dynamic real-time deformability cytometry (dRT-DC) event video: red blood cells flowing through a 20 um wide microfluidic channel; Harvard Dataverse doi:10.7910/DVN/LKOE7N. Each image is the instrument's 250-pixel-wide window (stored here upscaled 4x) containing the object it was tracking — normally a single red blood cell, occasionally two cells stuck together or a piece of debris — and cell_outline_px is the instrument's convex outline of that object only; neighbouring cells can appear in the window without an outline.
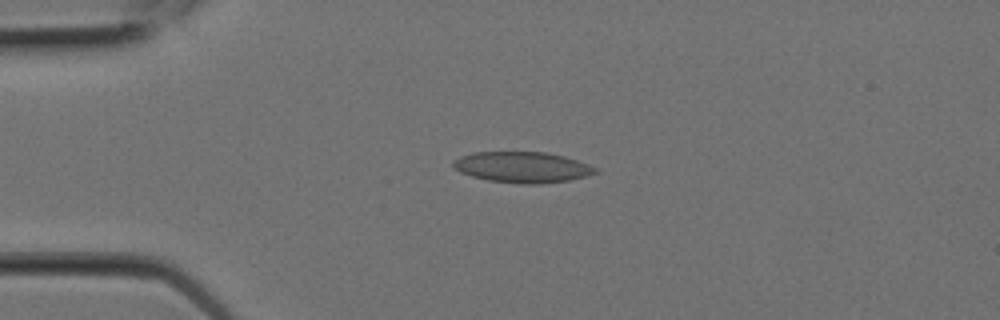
{"species": "Egyptian fruit bat (a non-hibernating species)", "species_latin": "Rousettus aegyptiacus", "temperature_condition": "room temperature", "stored_images_in_passage": 6, "camera_frame_rate_fps": 3000, "um_per_image_px": 0.085, "animal": {"sex": "female"}, "frame": {"image": 1, "passage_image": 5, "time_ms": 1.333, "image_size_px": [1000, 320], "cell_outline_px": [[600, 172], [588, 176], [568, 180], [540, 184], [520, 184], [488, 180], [472, 176], [460, 172], [452, 164], [452, 160], [460, 156], [472, 152], [544, 152], [564, 156], [588, 164], [596, 168]], "centroid_in_image_um": [44.4, 14.21], "position_along_channel_um": 40.6, "area_um2": 25.61}}